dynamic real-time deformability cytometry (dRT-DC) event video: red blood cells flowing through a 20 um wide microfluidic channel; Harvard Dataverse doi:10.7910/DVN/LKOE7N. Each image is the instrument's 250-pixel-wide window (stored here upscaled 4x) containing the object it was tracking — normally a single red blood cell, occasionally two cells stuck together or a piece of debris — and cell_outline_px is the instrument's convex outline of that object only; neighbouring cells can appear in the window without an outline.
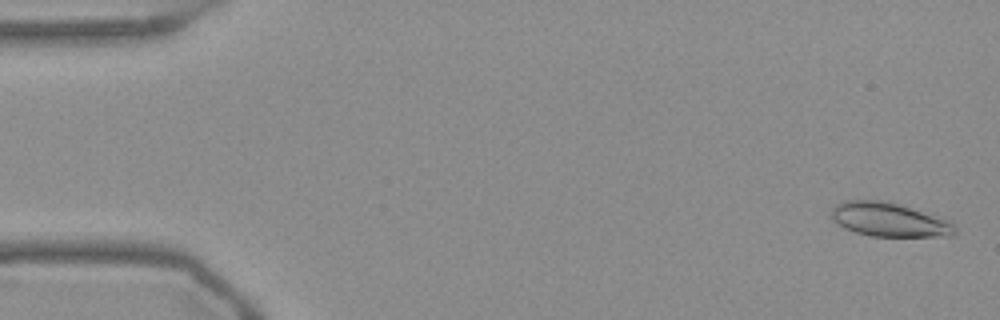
{"species": "Egyptian fruit bat (a non-hibernating species)", "species_latin": "Rousettus aegyptiacus", "temperature_condition": "warm", "stored_images_in_passage": 54, "camera_frame_rate_fps": 3000, "um_per_image_px": 0.085, "frame": {"image": 1, "passage_image": 2, "time_ms": 0.333, "image_size_px": [1000, 320], "cell_outline_px": [[956, 232], [952, 236], [872, 236], [856, 232], [844, 228], [832, 216], [832, 208], [836, 204], [844, 200], [880, 200], [932, 212], [944, 216], [952, 220], [956, 228]], "centroid_in_image_um": [75.7, 18.66], "position_along_channel_um": 9.3, "area_um2": 24.74}}
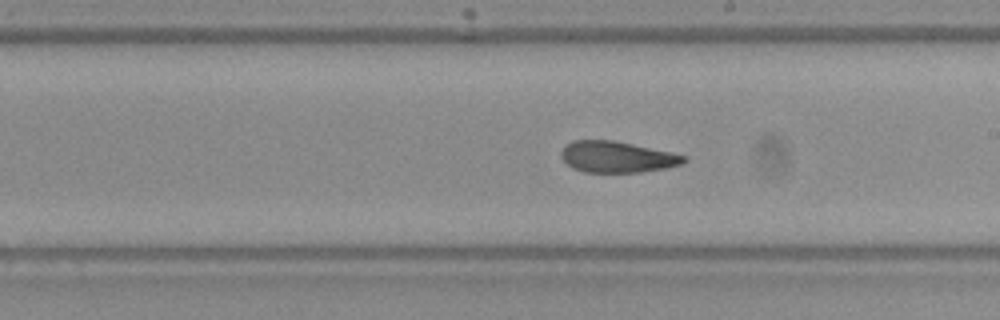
{"frame": {"image": 2, "passage_image": 31, "time_ms": 10.0, "image_size_px": [1000, 320], "cell_outline_px": [[688, 160], [680, 164], [664, 168], [640, 172], [584, 172], [572, 168], [560, 156], [560, 152], [564, 144], [572, 140], [612, 140], [672, 152], [684, 156]], "centroid_in_image_um": [52.39, 13.33], "position_along_channel_um": 236.6, "area_um2": 22.25}}
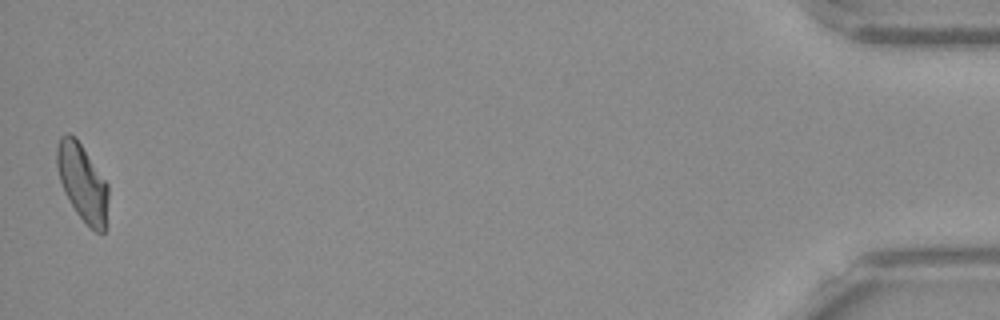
{"frame": {"image": 3, "passage_image": 54, "time_ms": 17.667, "image_size_px": [1000, 320], "cell_outline_px": [[108, 196], [104, 232], [96, 232], [76, 212], [64, 192], [60, 180], [56, 164], [56, 148], [60, 136], [68, 132], [76, 136], [108, 184]], "centroid_in_image_um": [6.98, 15.44], "position_along_channel_um": 428.2, "area_um2": 22.95}, "authors_computed_cell_mechanics": {"area_um2": 23.3512, "velocity_mm_per_s": 3.739, "shape_relaxation_time_tau1_ms": null, "shape_relaxation_time_tau2_ms": 2.7731, "deformation_change_tau1": null, "deformation_change_tau2": 0.0677}}